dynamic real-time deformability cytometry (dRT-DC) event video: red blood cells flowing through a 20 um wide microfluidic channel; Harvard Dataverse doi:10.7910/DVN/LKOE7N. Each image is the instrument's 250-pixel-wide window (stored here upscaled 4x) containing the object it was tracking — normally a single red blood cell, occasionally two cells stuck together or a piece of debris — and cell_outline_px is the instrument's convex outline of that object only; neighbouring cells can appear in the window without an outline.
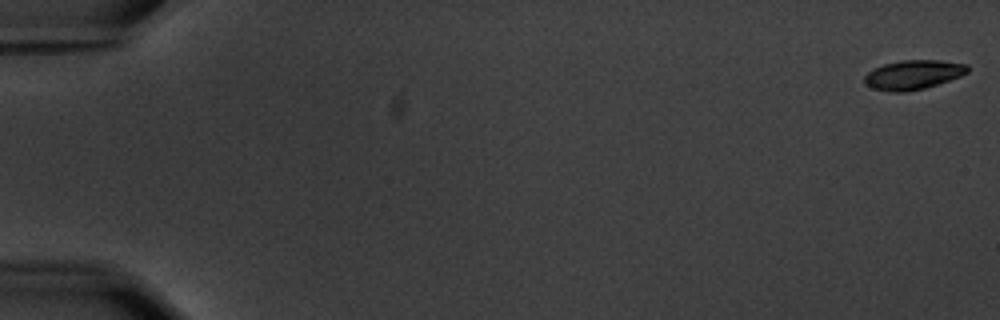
{"species": "common noctule bat (a hibernating species)", "species_latin": "Nyctalus noctula", "temperature_condition": "warm", "stored_images_in_passage": 6, "camera_frame_rate_fps": 3000, "um_per_image_px": 0.085, "animal": {"sex": "male", "body_mass_g": 20.1, "forearm_length_mm": 53.5}, "frame": {"image": 1, "passage_image": 1, "time_ms": 0.0, "image_size_px": [1000, 320], "cell_outline_px": [[968, 72], [960, 76], [924, 88], [904, 92], [888, 92], [872, 88], [864, 84], [864, 76], [872, 68], [884, 64], [904, 60], [936, 60], [968, 64]], "centroid_in_image_um": [77.57, 6.35], "position_along_channel_um": 7.4, "area_um2": 17.57}}
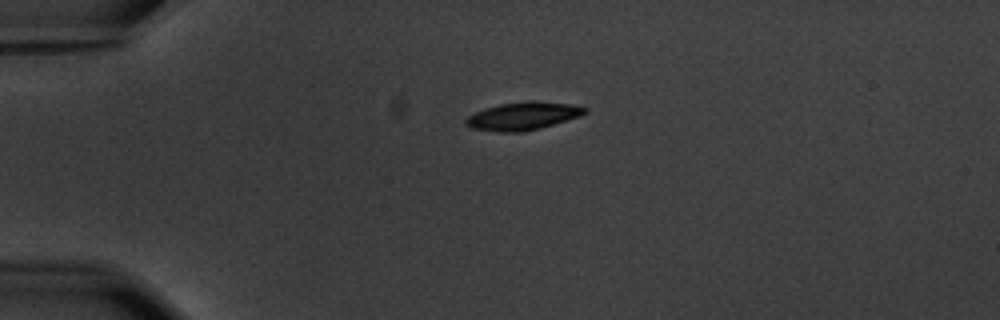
{"frame": {"image": 2, "passage_image": 5, "time_ms": 4.667, "image_size_px": [1000, 320], "cell_outline_px": [[588, 112], [580, 116], [540, 128], [520, 132], [496, 132], [468, 128], [464, 124], [464, 120], [468, 116], [484, 108], [500, 104], [524, 100], [532, 100], [568, 104], [588, 108]], "centroid_in_image_um": [44.4, 9.86], "position_along_channel_um": 40.6, "area_um2": 19.54}}